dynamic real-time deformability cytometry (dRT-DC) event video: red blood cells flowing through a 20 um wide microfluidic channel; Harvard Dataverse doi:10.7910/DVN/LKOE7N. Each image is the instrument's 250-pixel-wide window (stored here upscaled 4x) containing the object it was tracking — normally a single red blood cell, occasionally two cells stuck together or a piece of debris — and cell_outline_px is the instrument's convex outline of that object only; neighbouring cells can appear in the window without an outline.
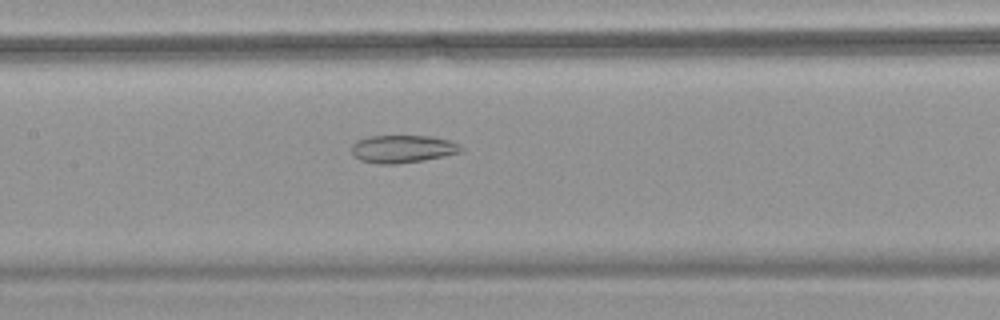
{"species": "common noctule bat (a hibernating species)", "species_latin": "Nyctalus noctula", "temperature_condition": "warm", "stored_images_in_passage": 40, "camera_frame_rate_fps": 3000, "um_per_image_px": 0.085, "animal": {"sex": "female", "body_mass_g": 18.4}, "frame": {"image": 1, "passage_image": 18, "time_ms": 5.667, "image_size_px": [1000, 320], "cell_outline_px": [[464, 148], [460, 152], [444, 156], [424, 160], [396, 164], [380, 164], [360, 160], [352, 152], [352, 144], [356, 140], [368, 136], [432, 136], [448, 140], [460, 144]], "centroid_in_image_um": [34.23, 12.65], "position_along_channel_um": 173.2, "area_um2": 17.69}}
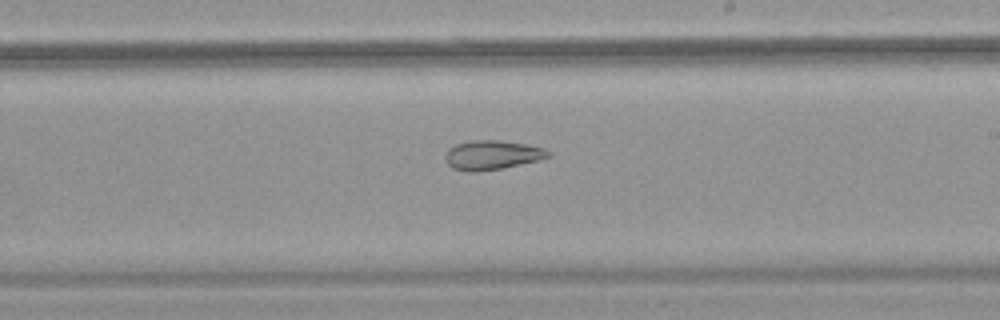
{"frame": {"image": 2, "passage_image": 24, "time_ms": 7.667, "image_size_px": [1000, 320], "cell_outline_px": [[552, 156], [536, 160], [500, 168], [476, 172], [468, 172], [452, 168], [448, 164], [444, 156], [448, 148], [456, 144], [472, 140], [500, 140], [528, 144], [544, 148], [552, 152]], "centroid_in_image_um": [41.81, 13.16], "position_along_channel_um": 247.2, "area_um2": 17.57}}
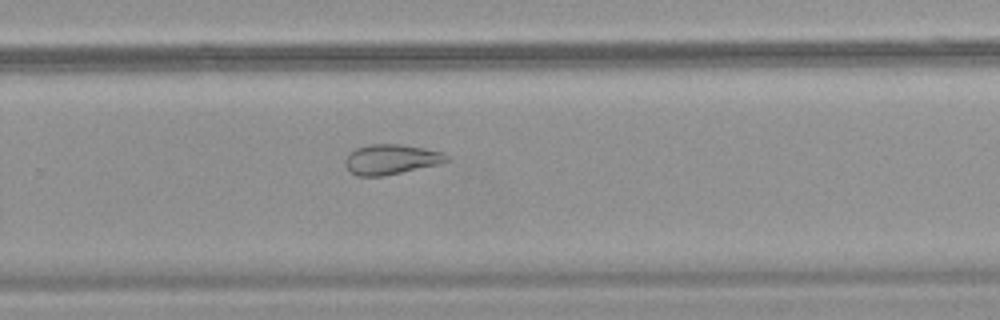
{"frame": {"image": 3, "passage_image": 28, "time_ms": 9.0, "image_size_px": [1000, 320], "cell_outline_px": [[448, 160], [436, 164], [400, 172], [380, 176], [356, 176], [344, 164], [344, 160], [348, 152], [356, 148], [368, 144], [400, 144], [424, 148], [444, 152], [448, 156]], "centroid_in_image_um": [33.18, 13.52], "position_along_channel_um": 296.6, "area_um2": 17.57}, "authors_computed_cell_mechanics": {"area_um2": 19.9121, "velocity_mm_per_s": 3.7207, "shape_relaxation_time_tau1_ms": null, "shape_relaxation_time_tau2_ms": 2.8709, "deformation_change_tau1": null, "deformation_change_tau2": 0.1065}}